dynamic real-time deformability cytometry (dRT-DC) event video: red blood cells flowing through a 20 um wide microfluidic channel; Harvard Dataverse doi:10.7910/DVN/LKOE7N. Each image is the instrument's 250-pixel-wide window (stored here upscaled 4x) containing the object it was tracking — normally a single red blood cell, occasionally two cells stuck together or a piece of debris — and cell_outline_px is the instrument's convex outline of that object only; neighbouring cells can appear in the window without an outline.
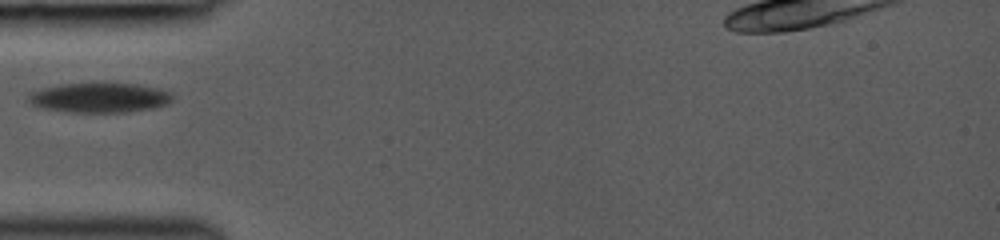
{"species": "common noctule bat (a hibernating species)", "species_latin": "Nyctalus noctula", "temperature_condition": "room temperature", "stored_images_in_passage": 2, "camera_frame_rate_fps": 3000, "um_per_image_px": 0.085, "animal": {"sex": "female", "body_mass_g": 19.0, "forearm_length_mm": 53.3}, "frame": {"image": 1, "passage_image": 1, "time_ms": 0.0, "image_size_px": [1000, 240], "cell_outline_px": [[172, 100], [168, 104], [152, 108], [128, 112], [64, 112], [40, 108], [32, 104], [28, 100], [28, 96], [32, 92], [44, 88], [60, 84], [92, 80], [96, 80], [136, 84], [156, 88], [172, 92]], "centroid_in_image_um": [8.45, 8.26], "position_along_channel_um": 76.6, "area_um2": 25.95}}
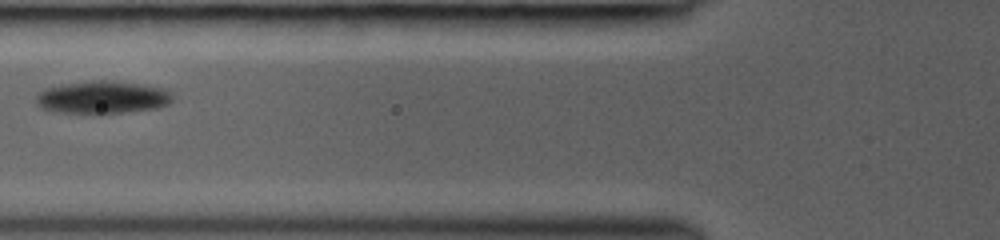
{"frame": {"image": 2, "passage_image": 2, "time_ms": 1.0, "image_size_px": [1000, 240], "cell_outline_px": [[172, 100], [168, 104], [156, 108], [100, 116], [96, 116], [56, 112], [40, 108], [36, 104], [36, 92], [44, 88], [60, 84], [88, 80], [108, 80], [164, 88], [172, 96]], "centroid_in_image_um": [8.6, 8.31], "position_along_channel_um": 117.2, "area_um2": 26.93}}